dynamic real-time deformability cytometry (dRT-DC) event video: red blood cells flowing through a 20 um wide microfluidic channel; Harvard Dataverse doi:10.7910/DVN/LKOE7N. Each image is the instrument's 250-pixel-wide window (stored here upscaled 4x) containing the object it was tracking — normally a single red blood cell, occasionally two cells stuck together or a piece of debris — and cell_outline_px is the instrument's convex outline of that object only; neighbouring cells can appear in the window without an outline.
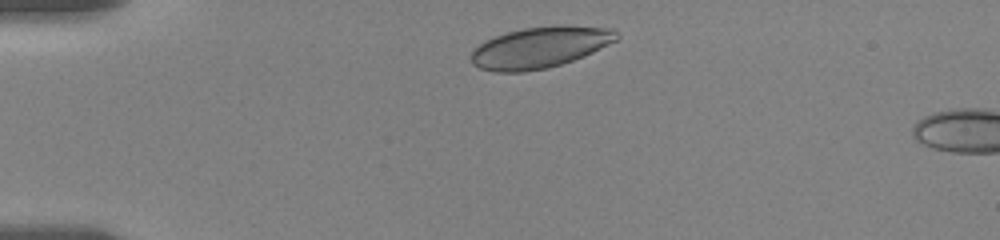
{"species": "human", "species_latin": "Homo sapiens", "temperature_condition": "room temperature", "stored_images_in_passage": 3, "camera_frame_rate_fps": 3000, "um_per_image_px": 0.085, "donor": {"sex": "female"}, "frame": {"image": 1, "passage_image": 1, "time_ms": 0.0, "image_size_px": [1000, 240], "cell_outline_px": [[620, 36], [616, 40], [584, 56], [548, 68], [524, 72], [496, 72], [480, 68], [472, 64], [468, 56], [484, 40], [508, 32], [524, 28], [560, 24], [612, 28]], "centroid_in_image_um": [45.88, 4.02], "position_along_channel_um": 39.1, "area_um2": 35.03}}